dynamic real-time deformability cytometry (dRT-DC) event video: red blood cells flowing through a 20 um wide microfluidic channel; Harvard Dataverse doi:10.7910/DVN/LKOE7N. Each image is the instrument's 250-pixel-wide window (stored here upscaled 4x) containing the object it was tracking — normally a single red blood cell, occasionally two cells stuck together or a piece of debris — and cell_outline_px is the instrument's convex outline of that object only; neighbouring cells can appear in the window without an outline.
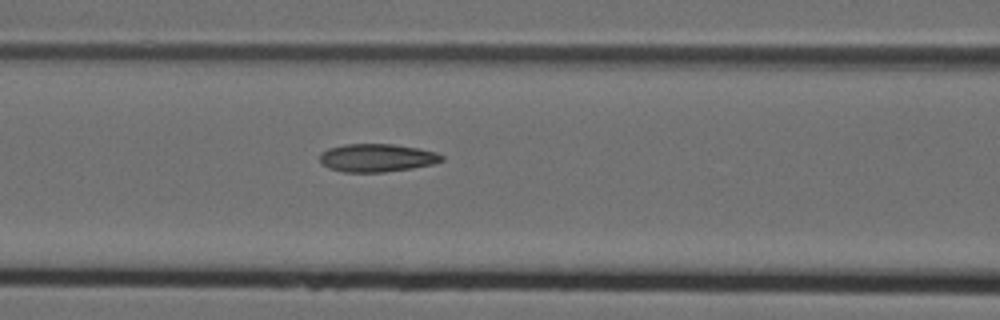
{"species": "Egyptian fruit bat (a non-hibernating species)", "species_latin": "Rousettus aegyptiacus", "temperature_condition": "cold", "stored_images_in_passage": 6, "camera_frame_rate_fps": 3000, "um_per_image_px": 0.085, "animal": {"sex": "female"}, "frame": {"image": 1, "passage_image": 6, "time_ms": 1.667, "image_size_px": [1000, 320], "cell_outline_px": [[444, 160], [432, 164], [412, 168], [384, 172], [344, 172], [328, 168], [320, 160], [320, 152], [328, 148], [344, 144], [392, 144], [420, 148], [436, 152], [444, 156]], "centroid_in_image_um": [32.04, 13.41], "position_along_channel_um": 134.6, "area_um2": 20.0}}